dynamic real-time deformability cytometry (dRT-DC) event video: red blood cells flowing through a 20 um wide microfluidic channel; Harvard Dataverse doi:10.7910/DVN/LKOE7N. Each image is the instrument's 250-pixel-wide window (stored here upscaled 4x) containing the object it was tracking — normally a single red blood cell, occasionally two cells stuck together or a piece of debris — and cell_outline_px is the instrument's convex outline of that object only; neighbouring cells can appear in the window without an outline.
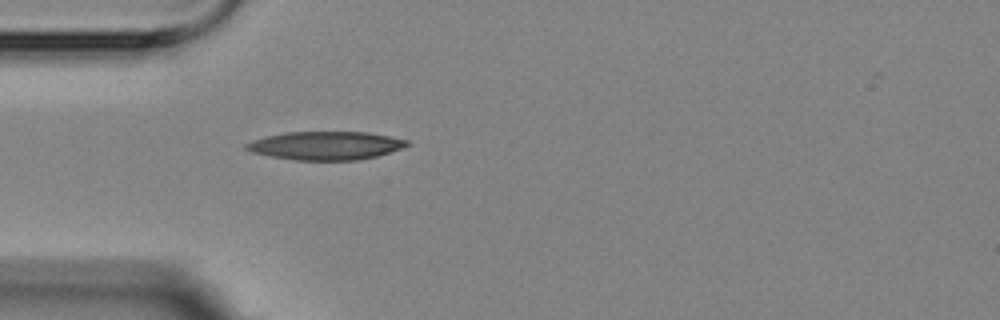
{"species": "Egyptian fruit bat (a non-hibernating species)", "species_latin": "Rousettus aegyptiacus", "temperature_condition": "room temperature", "stored_images_in_passage": 1, "camera_frame_rate_fps": 3000, "um_per_image_px": 0.085, "animal": {"sex": "female"}, "frame": {"image": 1, "passage_image": 1, "time_ms": 0.0, "image_size_px": [1000, 320], "cell_outline_px": [[412, 144], [404, 148], [376, 156], [356, 160], [296, 160], [272, 156], [252, 152], [244, 148], [244, 144], [252, 140], [264, 136], [284, 132], [368, 132], [408, 140]], "centroid_in_image_um": [27.69, 12.37], "position_along_channel_um": 57.3, "area_um2": 26.65}}